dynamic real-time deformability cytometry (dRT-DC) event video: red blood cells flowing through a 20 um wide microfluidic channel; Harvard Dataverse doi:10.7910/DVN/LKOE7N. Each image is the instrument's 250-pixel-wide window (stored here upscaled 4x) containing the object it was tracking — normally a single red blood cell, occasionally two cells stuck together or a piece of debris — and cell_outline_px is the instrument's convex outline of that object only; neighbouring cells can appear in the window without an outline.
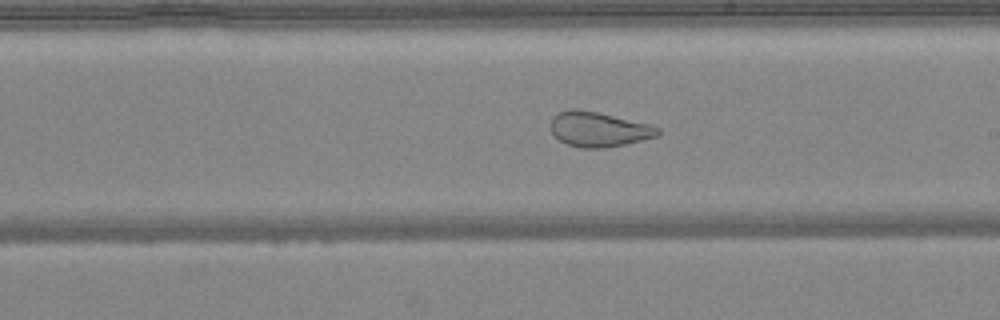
{"species": "common noctule bat (a hibernating species)", "species_latin": "Nyctalus noctula", "temperature_condition": "warm", "stored_images_in_passage": 48, "camera_frame_rate_fps": 3000, "um_per_image_px": 0.085, "animal": {"sex": "female", "body_mass_g": 24.6, "forearm_length_mm": 56.2}, "frame": {"image": 1, "passage_image": 28, "time_ms": 9.0, "image_size_px": [1000, 320], "cell_outline_px": [[660, 132], [656, 136], [624, 144], [604, 148], [580, 148], [568, 144], [560, 140], [552, 132], [552, 116], [556, 112], [596, 112], [652, 124], [660, 128]], "centroid_in_image_um": [50.94, 11.02], "position_along_channel_um": 238.1, "area_um2": 21.04}}
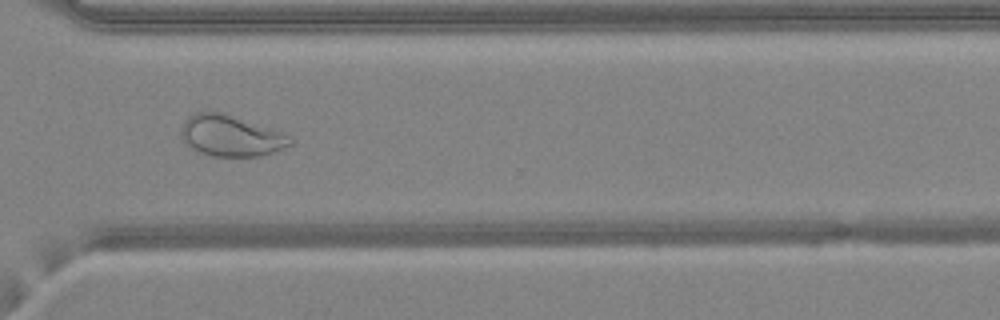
{"frame": {"image": 2, "passage_image": 36, "time_ms": 11.667, "image_size_px": [1000, 320], "cell_outline_px": [[292, 144], [284, 148], [260, 156], [212, 156], [200, 152], [184, 144], [180, 136], [180, 128], [188, 116], [196, 112], [220, 112], [292, 136]], "centroid_in_image_um": [19.57, 11.55], "position_along_channel_um": 351.0, "area_um2": 25.84}}
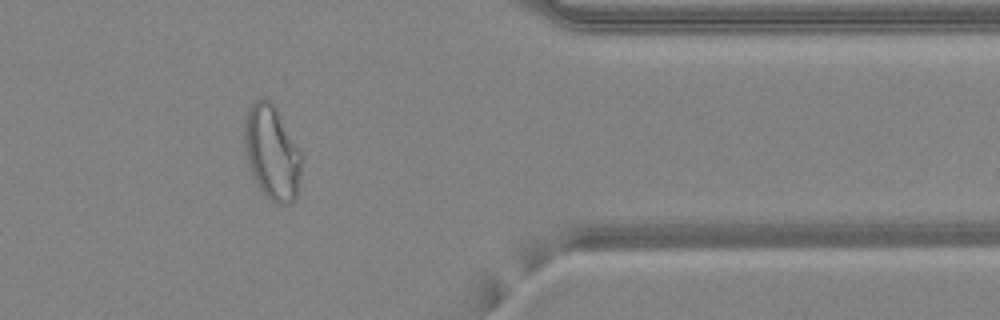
{"frame": {"image": 3, "passage_image": 40, "time_ms": 13.0, "image_size_px": [1000, 320], "cell_outline_px": [[300, 172], [296, 196], [288, 204], [276, 204], [260, 188], [252, 176], [248, 160], [244, 140], [244, 116], [248, 108], [256, 100], [264, 96], [272, 100], [300, 152]], "centroid_in_image_um": [23.08, 12.9], "position_along_channel_um": 388.3, "area_um2": 30.87}}